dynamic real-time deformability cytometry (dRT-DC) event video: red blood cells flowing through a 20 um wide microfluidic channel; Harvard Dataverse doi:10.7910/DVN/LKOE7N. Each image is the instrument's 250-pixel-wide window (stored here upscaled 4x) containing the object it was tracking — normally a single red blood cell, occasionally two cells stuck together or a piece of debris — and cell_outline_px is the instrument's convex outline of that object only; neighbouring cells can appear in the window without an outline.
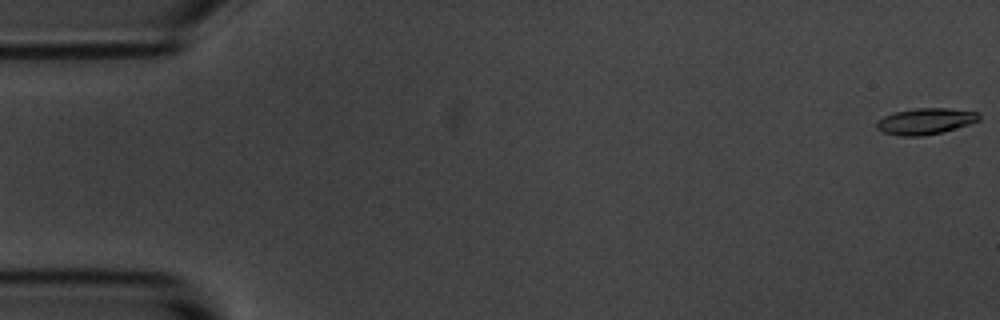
{"species": "common noctule bat (a hibernating species)", "species_latin": "Nyctalus noctula", "temperature_condition": "room temperature", "stored_images_in_passage": 56, "segment_of_instrument_passage": [1, 2], "camera_frame_rate_fps": 3000, "um_per_image_px": 0.085, "animal": {"sex": "male", "body_mass_g": 20.1, "forearm_length_mm": 53.5}, "frame": {"image": 1, "passage_image": 1, "time_ms": 0.0, "image_size_px": [1000, 320], "cell_outline_px": [[980, 120], [956, 128], [940, 132], [920, 136], [900, 136], [884, 132], [876, 128], [876, 120], [892, 112], [916, 108], [944, 108], [980, 112]], "centroid_in_image_um": [78.63, 10.29], "position_along_channel_um": 6.4, "area_um2": 15.61}}
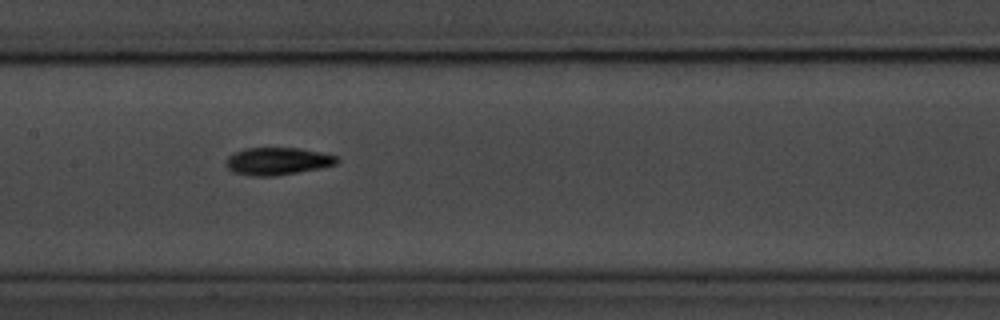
{"frame": {"image": 2, "passage_image": 27, "time_ms": 8.667, "image_size_px": [1000, 320], "cell_outline_px": [[340, 160], [336, 164], [320, 168], [276, 176], [252, 176], [232, 172], [224, 164], [224, 160], [228, 156], [244, 148], [300, 148], [320, 152], [336, 156]], "centroid_in_image_um": [23.55, 13.7], "position_along_channel_um": 183.8, "area_um2": 17.86}}
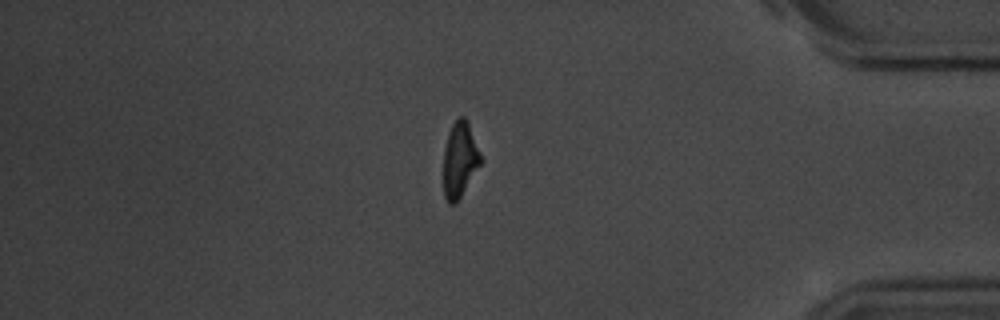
{"frame": {"image": 3, "passage_image": 47, "time_ms": 15.333, "image_size_px": [1000, 320], "cell_outline_px": [[484, 160], [456, 204], [448, 204], [444, 196], [444, 148], [448, 132], [452, 124], [460, 116], [464, 116], [468, 124]], "centroid_in_image_um": [39.09, 13.6], "position_along_channel_um": 396.1, "area_um2": 16.47}}